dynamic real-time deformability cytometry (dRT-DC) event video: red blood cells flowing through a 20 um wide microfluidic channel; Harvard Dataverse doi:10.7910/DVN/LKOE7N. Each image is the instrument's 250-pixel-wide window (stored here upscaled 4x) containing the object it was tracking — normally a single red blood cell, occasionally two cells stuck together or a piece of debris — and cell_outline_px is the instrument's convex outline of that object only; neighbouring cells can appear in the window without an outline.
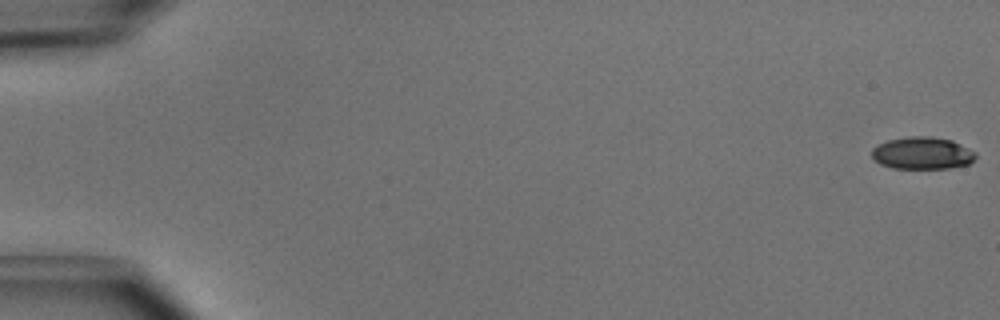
{"species": "common noctule bat (a hibernating species)", "species_latin": "Nyctalus noctula", "temperature_condition": "cold", "stored_images_in_passage": 5, "camera_frame_rate_fps": 3000, "um_per_image_px": 0.085, "animal": {"sex": "male", "body_mass_g": 15.6}, "frame": {"image": 1, "passage_image": 1, "time_ms": 0.0, "image_size_px": [1000, 320], "cell_outline_px": [[976, 156], [968, 164], [948, 168], [892, 168], [880, 164], [872, 156], [872, 148], [888, 140], [908, 136], [932, 136], [952, 140], [976, 152]], "centroid_in_image_um": [78.39, 13.01], "position_along_channel_um": 6.6, "area_um2": 19.42}}
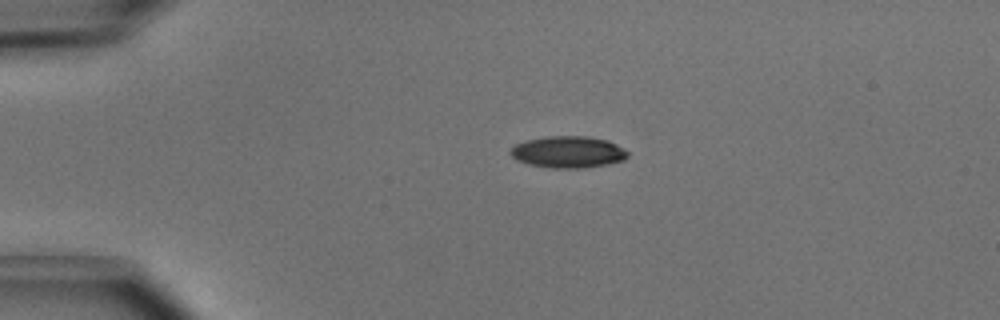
{"frame": {"image": 2, "passage_image": 4, "time_ms": 1.0, "image_size_px": [1000, 320], "cell_outline_px": [[628, 156], [624, 160], [608, 164], [580, 168], [552, 168], [528, 164], [516, 160], [508, 152], [516, 144], [524, 140], [548, 136], [588, 136], [608, 140], [624, 148], [628, 152]], "centroid_in_image_um": [48.28, 12.91], "position_along_channel_um": 36.7, "area_um2": 21.79}}